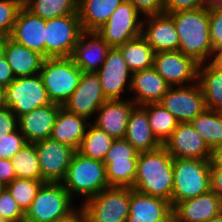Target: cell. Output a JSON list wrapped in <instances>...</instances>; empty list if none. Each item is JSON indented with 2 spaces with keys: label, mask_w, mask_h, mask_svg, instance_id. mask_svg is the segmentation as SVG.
Listing matches in <instances>:
<instances>
[{
  "label": "cell",
  "mask_w": 222,
  "mask_h": 222,
  "mask_svg": "<svg viewBox=\"0 0 222 222\" xmlns=\"http://www.w3.org/2000/svg\"><path fill=\"white\" fill-rule=\"evenodd\" d=\"M82 31L78 13L46 20L45 59L71 57Z\"/></svg>",
  "instance_id": "cell-9"
},
{
  "label": "cell",
  "mask_w": 222,
  "mask_h": 222,
  "mask_svg": "<svg viewBox=\"0 0 222 222\" xmlns=\"http://www.w3.org/2000/svg\"><path fill=\"white\" fill-rule=\"evenodd\" d=\"M106 100L98 75L94 72H83L77 88L62 107L88 119Z\"/></svg>",
  "instance_id": "cell-14"
},
{
  "label": "cell",
  "mask_w": 222,
  "mask_h": 222,
  "mask_svg": "<svg viewBox=\"0 0 222 222\" xmlns=\"http://www.w3.org/2000/svg\"><path fill=\"white\" fill-rule=\"evenodd\" d=\"M207 10L222 9V0H205Z\"/></svg>",
  "instance_id": "cell-51"
},
{
  "label": "cell",
  "mask_w": 222,
  "mask_h": 222,
  "mask_svg": "<svg viewBox=\"0 0 222 222\" xmlns=\"http://www.w3.org/2000/svg\"><path fill=\"white\" fill-rule=\"evenodd\" d=\"M118 49L132 73L151 68L154 65L155 51L142 35L127 41Z\"/></svg>",
  "instance_id": "cell-31"
},
{
  "label": "cell",
  "mask_w": 222,
  "mask_h": 222,
  "mask_svg": "<svg viewBox=\"0 0 222 222\" xmlns=\"http://www.w3.org/2000/svg\"><path fill=\"white\" fill-rule=\"evenodd\" d=\"M202 66L203 64H199L198 82L204 93L206 107L209 110L220 111L222 109V70L211 63L204 68Z\"/></svg>",
  "instance_id": "cell-30"
},
{
  "label": "cell",
  "mask_w": 222,
  "mask_h": 222,
  "mask_svg": "<svg viewBox=\"0 0 222 222\" xmlns=\"http://www.w3.org/2000/svg\"><path fill=\"white\" fill-rule=\"evenodd\" d=\"M18 118L8 107L0 109V137L6 136L17 129Z\"/></svg>",
  "instance_id": "cell-44"
},
{
  "label": "cell",
  "mask_w": 222,
  "mask_h": 222,
  "mask_svg": "<svg viewBox=\"0 0 222 222\" xmlns=\"http://www.w3.org/2000/svg\"><path fill=\"white\" fill-rule=\"evenodd\" d=\"M46 20L24 5L20 8L10 38L45 58Z\"/></svg>",
  "instance_id": "cell-17"
},
{
  "label": "cell",
  "mask_w": 222,
  "mask_h": 222,
  "mask_svg": "<svg viewBox=\"0 0 222 222\" xmlns=\"http://www.w3.org/2000/svg\"><path fill=\"white\" fill-rule=\"evenodd\" d=\"M34 145L38 153L42 181L61 183L77 150L52 138L35 142Z\"/></svg>",
  "instance_id": "cell-12"
},
{
  "label": "cell",
  "mask_w": 222,
  "mask_h": 222,
  "mask_svg": "<svg viewBox=\"0 0 222 222\" xmlns=\"http://www.w3.org/2000/svg\"><path fill=\"white\" fill-rule=\"evenodd\" d=\"M210 160L173 158L172 208L211 190Z\"/></svg>",
  "instance_id": "cell-3"
},
{
  "label": "cell",
  "mask_w": 222,
  "mask_h": 222,
  "mask_svg": "<svg viewBox=\"0 0 222 222\" xmlns=\"http://www.w3.org/2000/svg\"><path fill=\"white\" fill-rule=\"evenodd\" d=\"M82 73L71 57L44 59L40 75L51 102L63 106L77 88Z\"/></svg>",
  "instance_id": "cell-5"
},
{
  "label": "cell",
  "mask_w": 222,
  "mask_h": 222,
  "mask_svg": "<svg viewBox=\"0 0 222 222\" xmlns=\"http://www.w3.org/2000/svg\"><path fill=\"white\" fill-rule=\"evenodd\" d=\"M153 67L170 87L198 81L199 63L178 50L155 53Z\"/></svg>",
  "instance_id": "cell-15"
},
{
  "label": "cell",
  "mask_w": 222,
  "mask_h": 222,
  "mask_svg": "<svg viewBox=\"0 0 222 222\" xmlns=\"http://www.w3.org/2000/svg\"><path fill=\"white\" fill-rule=\"evenodd\" d=\"M205 8V0H164V14Z\"/></svg>",
  "instance_id": "cell-42"
},
{
  "label": "cell",
  "mask_w": 222,
  "mask_h": 222,
  "mask_svg": "<svg viewBox=\"0 0 222 222\" xmlns=\"http://www.w3.org/2000/svg\"><path fill=\"white\" fill-rule=\"evenodd\" d=\"M26 144L25 136L21 132L19 134L17 129L0 137V158L11 159Z\"/></svg>",
  "instance_id": "cell-40"
},
{
  "label": "cell",
  "mask_w": 222,
  "mask_h": 222,
  "mask_svg": "<svg viewBox=\"0 0 222 222\" xmlns=\"http://www.w3.org/2000/svg\"><path fill=\"white\" fill-rule=\"evenodd\" d=\"M113 142L114 139L105 131L90 124L77 151L85 157L103 162Z\"/></svg>",
  "instance_id": "cell-36"
},
{
  "label": "cell",
  "mask_w": 222,
  "mask_h": 222,
  "mask_svg": "<svg viewBox=\"0 0 222 222\" xmlns=\"http://www.w3.org/2000/svg\"><path fill=\"white\" fill-rule=\"evenodd\" d=\"M196 83L176 89L170 87L159 102L179 123L190 122L207 109L202 88L198 81Z\"/></svg>",
  "instance_id": "cell-13"
},
{
  "label": "cell",
  "mask_w": 222,
  "mask_h": 222,
  "mask_svg": "<svg viewBox=\"0 0 222 222\" xmlns=\"http://www.w3.org/2000/svg\"><path fill=\"white\" fill-rule=\"evenodd\" d=\"M173 158L210 160L211 149L190 122L179 123L162 145Z\"/></svg>",
  "instance_id": "cell-16"
},
{
  "label": "cell",
  "mask_w": 222,
  "mask_h": 222,
  "mask_svg": "<svg viewBox=\"0 0 222 222\" xmlns=\"http://www.w3.org/2000/svg\"><path fill=\"white\" fill-rule=\"evenodd\" d=\"M71 195L61 183L46 182L26 210L24 219L30 222H54L71 215Z\"/></svg>",
  "instance_id": "cell-7"
},
{
  "label": "cell",
  "mask_w": 222,
  "mask_h": 222,
  "mask_svg": "<svg viewBox=\"0 0 222 222\" xmlns=\"http://www.w3.org/2000/svg\"><path fill=\"white\" fill-rule=\"evenodd\" d=\"M5 107V87L0 84V109Z\"/></svg>",
  "instance_id": "cell-52"
},
{
  "label": "cell",
  "mask_w": 222,
  "mask_h": 222,
  "mask_svg": "<svg viewBox=\"0 0 222 222\" xmlns=\"http://www.w3.org/2000/svg\"><path fill=\"white\" fill-rule=\"evenodd\" d=\"M16 178L10 159L0 158V182L5 186Z\"/></svg>",
  "instance_id": "cell-46"
},
{
  "label": "cell",
  "mask_w": 222,
  "mask_h": 222,
  "mask_svg": "<svg viewBox=\"0 0 222 222\" xmlns=\"http://www.w3.org/2000/svg\"><path fill=\"white\" fill-rule=\"evenodd\" d=\"M222 212V200L211 190L173 207L176 222H207Z\"/></svg>",
  "instance_id": "cell-20"
},
{
  "label": "cell",
  "mask_w": 222,
  "mask_h": 222,
  "mask_svg": "<svg viewBox=\"0 0 222 222\" xmlns=\"http://www.w3.org/2000/svg\"><path fill=\"white\" fill-rule=\"evenodd\" d=\"M215 53V58L212 60L211 64L222 70V47L213 49V54Z\"/></svg>",
  "instance_id": "cell-50"
},
{
  "label": "cell",
  "mask_w": 222,
  "mask_h": 222,
  "mask_svg": "<svg viewBox=\"0 0 222 222\" xmlns=\"http://www.w3.org/2000/svg\"><path fill=\"white\" fill-rule=\"evenodd\" d=\"M138 17L136 8L125 0L96 32L111 48H118L142 35L145 24L144 21H138Z\"/></svg>",
  "instance_id": "cell-11"
},
{
  "label": "cell",
  "mask_w": 222,
  "mask_h": 222,
  "mask_svg": "<svg viewBox=\"0 0 222 222\" xmlns=\"http://www.w3.org/2000/svg\"><path fill=\"white\" fill-rule=\"evenodd\" d=\"M24 216L25 212L5 188L0 194V218L5 222H17L23 220Z\"/></svg>",
  "instance_id": "cell-39"
},
{
  "label": "cell",
  "mask_w": 222,
  "mask_h": 222,
  "mask_svg": "<svg viewBox=\"0 0 222 222\" xmlns=\"http://www.w3.org/2000/svg\"><path fill=\"white\" fill-rule=\"evenodd\" d=\"M81 208L89 222H127L130 188H106L98 195L86 199Z\"/></svg>",
  "instance_id": "cell-6"
},
{
  "label": "cell",
  "mask_w": 222,
  "mask_h": 222,
  "mask_svg": "<svg viewBox=\"0 0 222 222\" xmlns=\"http://www.w3.org/2000/svg\"><path fill=\"white\" fill-rule=\"evenodd\" d=\"M51 103L40 74L15 78L5 87V107L17 118Z\"/></svg>",
  "instance_id": "cell-8"
},
{
  "label": "cell",
  "mask_w": 222,
  "mask_h": 222,
  "mask_svg": "<svg viewBox=\"0 0 222 222\" xmlns=\"http://www.w3.org/2000/svg\"><path fill=\"white\" fill-rule=\"evenodd\" d=\"M61 184L71 197L72 193L76 192L89 199L109 188L106 166L103 162L85 157L76 151Z\"/></svg>",
  "instance_id": "cell-4"
},
{
  "label": "cell",
  "mask_w": 222,
  "mask_h": 222,
  "mask_svg": "<svg viewBox=\"0 0 222 222\" xmlns=\"http://www.w3.org/2000/svg\"><path fill=\"white\" fill-rule=\"evenodd\" d=\"M16 178L42 180L34 143H27L10 159Z\"/></svg>",
  "instance_id": "cell-34"
},
{
  "label": "cell",
  "mask_w": 222,
  "mask_h": 222,
  "mask_svg": "<svg viewBox=\"0 0 222 222\" xmlns=\"http://www.w3.org/2000/svg\"><path fill=\"white\" fill-rule=\"evenodd\" d=\"M23 5L44 20L78 13V0H23Z\"/></svg>",
  "instance_id": "cell-35"
},
{
  "label": "cell",
  "mask_w": 222,
  "mask_h": 222,
  "mask_svg": "<svg viewBox=\"0 0 222 222\" xmlns=\"http://www.w3.org/2000/svg\"><path fill=\"white\" fill-rule=\"evenodd\" d=\"M207 222H222V212L220 214L214 216L213 218H211Z\"/></svg>",
  "instance_id": "cell-53"
},
{
  "label": "cell",
  "mask_w": 222,
  "mask_h": 222,
  "mask_svg": "<svg viewBox=\"0 0 222 222\" xmlns=\"http://www.w3.org/2000/svg\"><path fill=\"white\" fill-rule=\"evenodd\" d=\"M135 106L129 116L125 139L139 152L159 149L162 144L153 135L145 108Z\"/></svg>",
  "instance_id": "cell-27"
},
{
  "label": "cell",
  "mask_w": 222,
  "mask_h": 222,
  "mask_svg": "<svg viewBox=\"0 0 222 222\" xmlns=\"http://www.w3.org/2000/svg\"><path fill=\"white\" fill-rule=\"evenodd\" d=\"M149 25L142 36L155 53L178 50L179 36L173 19L168 14L149 15Z\"/></svg>",
  "instance_id": "cell-26"
},
{
  "label": "cell",
  "mask_w": 222,
  "mask_h": 222,
  "mask_svg": "<svg viewBox=\"0 0 222 222\" xmlns=\"http://www.w3.org/2000/svg\"><path fill=\"white\" fill-rule=\"evenodd\" d=\"M179 36L178 51L203 64L208 55H213L209 31V10L201 8L168 14Z\"/></svg>",
  "instance_id": "cell-2"
},
{
  "label": "cell",
  "mask_w": 222,
  "mask_h": 222,
  "mask_svg": "<svg viewBox=\"0 0 222 222\" xmlns=\"http://www.w3.org/2000/svg\"><path fill=\"white\" fill-rule=\"evenodd\" d=\"M23 0H0V41L10 37Z\"/></svg>",
  "instance_id": "cell-38"
},
{
  "label": "cell",
  "mask_w": 222,
  "mask_h": 222,
  "mask_svg": "<svg viewBox=\"0 0 222 222\" xmlns=\"http://www.w3.org/2000/svg\"><path fill=\"white\" fill-rule=\"evenodd\" d=\"M61 105L51 103L36 108L18 118L19 131L27 143H35L50 138Z\"/></svg>",
  "instance_id": "cell-21"
},
{
  "label": "cell",
  "mask_w": 222,
  "mask_h": 222,
  "mask_svg": "<svg viewBox=\"0 0 222 222\" xmlns=\"http://www.w3.org/2000/svg\"><path fill=\"white\" fill-rule=\"evenodd\" d=\"M14 80L15 76L7 62L4 52L0 48V84L3 87H7Z\"/></svg>",
  "instance_id": "cell-45"
},
{
  "label": "cell",
  "mask_w": 222,
  "mask_h": 222,
  "mask_svg": "<svg viewBox=\"0 0 222 222\" xmlns=\"http://www.w3.org/2000/svg\"><path fill=\"white\" fill-rule=\"evenodd\" d=\"M86 127H88L86 118L70 113L62 107L56 117L50 138L78 150L88 129Z\"/></svg>",
  "instance_id": "cell-28"
},
{
  "label": "cell",
  "mask_w": 222,
  "mask_h": 222,
  "mask_svg": "<svg viewBox=\"0 0 222 222\" xmlns=\"http://www.w3.org/2000/svg\"><path fill=\"white\" fill-rule=\"evenodd\" d=\"M125 0H78L77 12L82 30L97 31Z\"/></svg>",
  "instance_id": "cell-29"
},
{
  "label": "cell",
  "mask_w": 222,
  "mask_h": 222,
  "mask_svg": "<svg viewBox=\"0 0 222 222\" xmlns=\"http://www.w3.org/2000/svg\"><path fill=\"white\" fill-rule=\"evenodd\" d=\"M136 104L121 99L106 100L98 109L99 116L93 125L105 131L113 139L125 137L128 119Z\"/></svg>",
  "instance_id": "cell-22"
},
{
  "label": "cell",
  "mask_w": 222,
  "mask_h": 222,
  "mask_svg": "<svg viewBox=\"0 0 222 222\" xmlns=\"http://www.w3.org/2000/svg\"><path fill=\"white\" fill-rule=\"evenodd\" d=\"M133 189L171 203L173 191V157L161 146L138 154Z\"/></svg>",
  "instance_id": "cell-1"
},
{
  "label": "cell",
  "mask_w": 222,
  "mask_h": 222,
  "mask_svg": "<svg viewBox=\"0 0 222 222\" xmlns=\"http://www.w3.org/2000/svg\"><path fill=\"white\" fill-rule=\"evenodd\" d=\"M139 152L125 139H114L103 163L109 187L133 188Z\"/></svg>",
  "instance_id": "cell-10"
},
{
  "label": "cell",
  "mask_w": 222,
  "mask_h": 222,
  "mask_svg": "<svg viewBox=\"0 0 222 222\" xmlns=\"http://www.w3.org/2000/svg\"><path fill=\"white\" fill-rule=\"evenodd\" d=\"M86 36H89L91 41L86 43ZM110 49L111 47L96 31L83 30L71 58L83 72L96 73L100 68L99 64L103 65Z\"/></svg>",
  "instance_id": "cell-23"
},
{
  "label": "cell",
  "mask_w": 222,
  "mask_h": 222,
  "mask_svg": "<svg viewBox=\"0 0 222 222\" xmlns=\"http://www.w3.org/2000/svg\"><path fill=\"white\" fill-rule=\"evenodd\" d=\"M128 87L137 94L132 100L137 106L159 103L170 88L154 67L132 73Z\"/></svg>",
  "instance_id": "cell-24"
},
{
  "label": "cell",
  "mask_w": 222,
  "mask_h": 222,
  "mask_svg": "<svg viewBox=\"0 0 222 222\" xmlns=\"http://www.w3.org/2000/svg\"><path fill=\"white\" fill-rule=\"evenodd\" d=\"M17 222H30V221L23 219V220L17 221Z\"/></svg>",
  "instance_id": "cell-57"
},
{
  "label": "cell",
  "mask_w": 222,
  "mask_h": 222,
  "mask_svg": "<svg viewBox=\"0 0 222 222\" xmlns=\"http://www.w3.org/2000/svg\"><path fill=\"white\" fill-rule=\"evenodd\" d=\"M210 163L211 167L222 168V144L215 146L211 150Z\"/></svg>",
  "instance_id": "cell-48"
},
{
  "label": "cell",
  "mask_w": 222,
  "mask_h": 222,
  "mask_svg": "<svg viewBox=\"0 0 222 222\" xmlns=\"http://www.w3.org/2000/svg\"><path fill=\"white\" fill-rule=\"evenodd\" d=\"M83 216V210L80 208L79 211L76 210V212L74 211L71 215L54 222H79Z\"/></svg>",
  "instance_id": "cell-49"
},
{
  "label": "cell",
  "mask_w": 222,
  "mask_h": 222,
  "mask_svg": "<svg viewBox=\"0 0 222 222\" xmlns=\"http://www.w3.org/2000/svg\"><path fill=\"white\" fill-rule=\"evenodd\" d=\"M172 211L169 201L130 188L127 222H167L173 216Z\"/></svg>",
  "instance_id": "cell-19"
},
{
  "label": "cell",
  "mask_w": 222,
  "mask_h": 222,
  "mask_svg": "<svg viewBox=\"0 0 222 222\" xmlns=\"http://www.w3.org/2000/svg\"><path fill=\"white\" fill-rule=\"evenodd\" d=\"M0 48L15 78L40 74L45 59L42 55L16 43L10 37L0 41Z\"/></svg>",
  "instance_id": "cell-25"
},
{
  "label": "cell",
  "mask_w": 222,
  "mask_h": 222,
  "mask_svg": "<svg viewBox=\"0 0 222 222\" xmlns=\"http://www.w3.org/2000/svg\"><path fill=\"white\" fill-rule=\"evenodd\" d=\"M190 124L211 150L222 144V115L219 111L206 109L191 120Z\"/></svg>",
  "instance_id": "cell-32"
},
{
  "label": "cell",
  "mask_w": 222,
  "mask_h": 222,
  "mask_svg": "<svg viewBox=\"0 0 222 222\" xmlns=\"http://www.w3.org/2000/svg\"><path fill=\"white\" fill-rule=\"evenodd\" d=\"M167 222H176V220H175L174 217L172 216Z\"/></svg>",
  "instance_id": "cell-56"
},
{
  "label": "cell",
  "mask_w": 222,
  "mask_h": 222,
  "mask_svg": "<svg viewBox=\"0 0 222 222\" xmlns=\"http://www.w3.org/2000/svg\"><path fill=\"white\" fill-rule=\"evenodd\" d=\"M145 16L164 13V0H127Z\"/></svg>",
  "instance_id": "cell-43"
},
{
  "label": "cell",
  "mask_w": 222,
  "mask_h": 222,
  "mask_svg": "<svg viewBox=\"0 0 222 222\" xmlns=\"http://www.w3.org/2000/svg\"><path fill=\"white\" fill-rule=\"evenodd\" d=\"M211 191L222 200V168H210Z\"/></svg>",
  "instance_id": "cell-47"
},
{
  "label": "cell",
  "mask_w": 222,
  "mask_h": 222,
  "mask_svg": "<svg viewBox=\"0 0 222 222\" xmlns=\"http://www.w3.org/2000/svg\"><path fill=\"white\" fill-rule=\"evenodd\" d=\"M209 31L213 49L222 47V9L209 11Z\"/></svg>",
  "instance_id": "cell-41"
},
{
  "label": "cell",
  "mask_w": 222,
  "mask_h": 222,
  "mask_svg": "<svg viewBox=\"0 0 222 222\" xmlns=\"http://www.w3.org/2000/svg\"><path fill=\"white\" fill-rule=\"evenodd\" d=\"M79 222H89V221L83 216Z\"/></svg>",
  "instance_id": "cell-55"
},
{
  "label": "cell",
  "mask_w": 222,
  "mask_h": 222,
  "mask_svg": "<svg viewBox=\"0 0 222 222\" xmlns=\"http://www.w3.org/2000/svg\"><path fill=\"white\" fill-rule=\"evenodd\" d=\"M142 107L147 111L153 135L163 145L178 126V120L160 103H148Z\"/></svg>",
  "instance_id": "cell-33"
},
{
  "label": "cell",
  "mask_w": 222,
  "mask_h": 222,
  "mask_svg": "<svg viewBox=\"0 0 222 222\" xmlns=\"http://www.w3.org/2000/svg\"><path fill=\"white\" fill-rule=\"evenodd\" d=\"M129 73L132 74L120 50L111 48L103 65L96 72L107 100L120 99V94L128 83Z\"/></svg>",
  "instance_id": "cell-18"
},
{
  "label": "cell",
  "mask_w": 222,
  "mask_h": 222,
  "mask_svg": "<svg viewBox=\"0 0 222 222\" xmlns=\"http://www.w3.org/2000/svg\"><path fill=\"white\" fill-rule=\"evenodd\" d=\"M44 183L42 180L15 178L6 185V189L16 200L20 208L26 212Z\"/></svg>",
  "instance_id": "cell-37"
},
{
  "label": "cell",
  "mask_w": 222,
  "mask_h": 222,
  "mask_svg": "<svg viewBox=\"0 0 222 222\" xmlns=\"http://www.w3.org/2000/svg\"><path fill=\"white\" fill-rule=\"evenodd\" d=\"M6 188V186L0 182V194L2 193V191Z\"/></svg>",
  "instance_id": "cell-54"
}]
</instances>
